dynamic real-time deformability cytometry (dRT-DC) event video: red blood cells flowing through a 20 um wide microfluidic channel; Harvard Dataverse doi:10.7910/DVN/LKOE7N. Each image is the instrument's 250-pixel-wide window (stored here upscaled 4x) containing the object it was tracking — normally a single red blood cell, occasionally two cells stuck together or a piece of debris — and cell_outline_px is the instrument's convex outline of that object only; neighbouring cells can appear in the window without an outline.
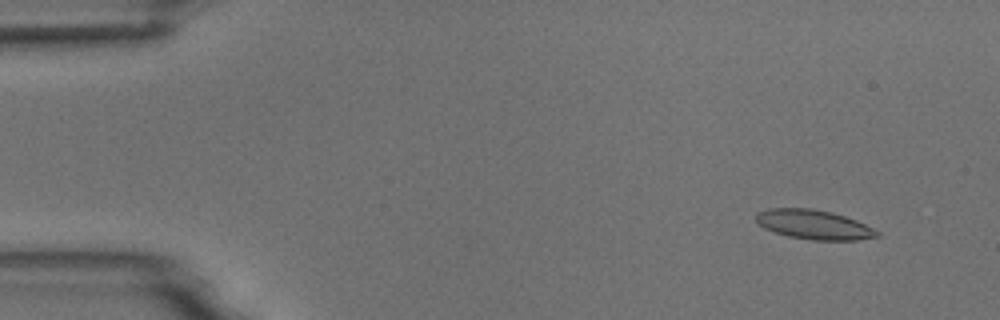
{"species": "common noctule bat (a hibernating species)", "species_latin": "Nyctalus noctula", "temperature_condition": "room temperature", "stored_images_in_passage": 10, "camera_frame_rate_fps": 3000, "um_per_image_px": 0.085, "animal": {"sex": "male", "body_mass_g": 18.8}, "frame": {"image": 1, "passage_image": 2, "time_ms": 1.333, "image_size_px": [1000, 320], "cell_outline_px": [[880, 236], [860, 240], [812, 240], [788, 236], [764, 228], [756, 220], [756, 212], [768, 208], [812, 208], [832, 212], [856, 220], [880, 232]], "centroid_in_image_um": [69.18, 19.09], "position_along_channel_um": 15.8, "area_um2": 20.75}}
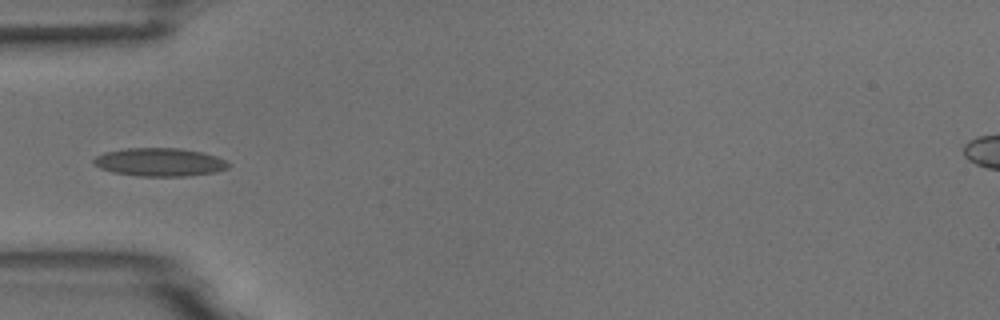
{"frame": {"image": 2, "passage_image": 5, "time_ms": 5.667, "image_size_px": [1000, 320], "cell_outline_px": [[232, 164], [228, 168], [216, 172], [184, 176], [140, 176], [112, 172], [100, 168], [92, 164], [92, 160], [96, 156], [104, 152], [128, 148], [180, 148], [204, 152], [216, 156]], "centroid_in_image_um": [13.57, 13.78], "position_along_channel_um": 71.4, "area_um2": 22.31}}
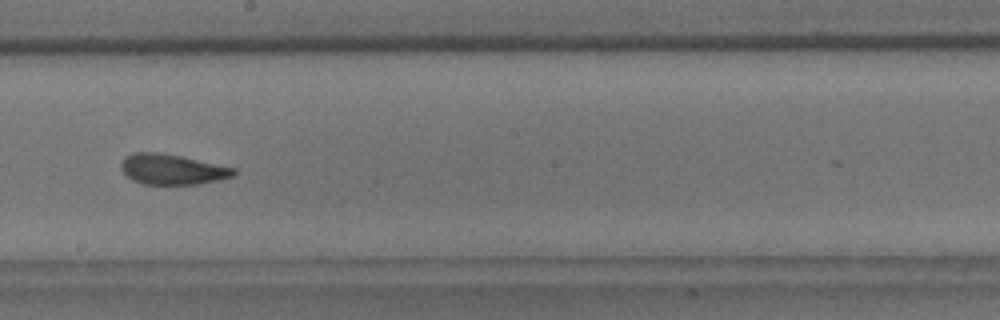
{"frame": {"image": 3, "passage_image": 9, "time_ms": 10.0, "image_size_px": [1000, 320], "cell_outline_px": [[236, 172], [232, 176], [220, 180], [196, 184], [144, 184], [132, 180], [120, 168], [120, 164], [124, 156], [132, 152], [160, 152], [180, 156], [236, 168]], "centroid_in_image_um": [14.6, 14.38], "position_along_channel_um": 233.6, "area_um2": 19.94}}